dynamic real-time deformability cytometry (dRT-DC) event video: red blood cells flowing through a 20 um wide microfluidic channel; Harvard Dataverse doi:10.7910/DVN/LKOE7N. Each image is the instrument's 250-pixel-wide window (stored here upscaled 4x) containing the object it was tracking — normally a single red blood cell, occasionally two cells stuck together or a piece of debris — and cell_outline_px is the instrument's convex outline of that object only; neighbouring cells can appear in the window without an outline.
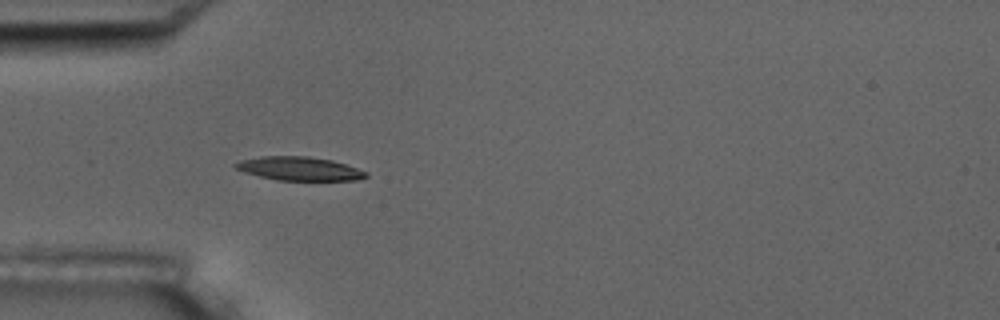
{"species": "common noctule bat (a hibernating species)", "species_latin": "Nyctalus noctula", "temperature_condition": "room temperature", "stored_images_in_passage": 6, "camera_frame_rate_fps": 3000, "um_per_image_px": 0.085, "animal": {"sex": "male", "body_mass_g": 17.5, "forearm_length_mm": 52.3}, "frame": {"image": 1, "passage_image": 5, "time_ms": 5.667, "image_size_px": [1000, 320], "cell_outline_px": [[368, 176], [360, 180], [276, 180], [244, 172], [236, 168], [232, 164], [240, 160], [260, 156], [308, 156], [332, 160], [368, 172]], "centroid_in_image_um": [25.43, 14.33], "position_along_channel_um": 59.6, "area_um2": 17.98}}